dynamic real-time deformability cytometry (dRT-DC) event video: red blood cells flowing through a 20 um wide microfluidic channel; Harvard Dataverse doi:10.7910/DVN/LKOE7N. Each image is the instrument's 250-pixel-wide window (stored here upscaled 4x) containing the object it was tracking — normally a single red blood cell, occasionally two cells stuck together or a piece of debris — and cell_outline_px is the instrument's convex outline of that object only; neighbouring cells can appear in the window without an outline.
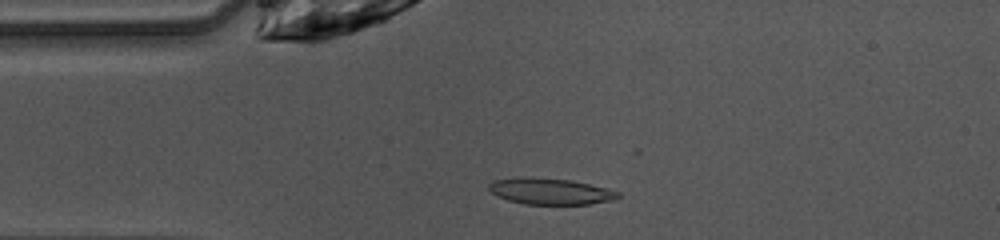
{"species": "common noctule bat (a hibernating species)", "species_latin": "Nyctalus noctula", "temperature_condition": "warm", "stored_images_in_passage": 38, "camera_frame_rate_fps": 3000, "um_per_image_px": 0.085, "animal": {"sex": "female", "body_mass_g": 10.0, "forearm_length_mm": 53.1}, "frame": {"image": 1, "passage_image": 10, "time_ms": 3.0, "image_size_px": [1000, 240], "cell_outline_px": [[620, 196], [616, 200], [588, 204], [524, 204], [508, 200], [492, 192], [488, 188], [488, 184], [492, 180], [524, 176], [572, 180], [608, 188], [620, 192]], "centroid_in_image_um": [46.81, 16.25], "position_along_channel_um": 38.2, "area_um2": 19.94}}
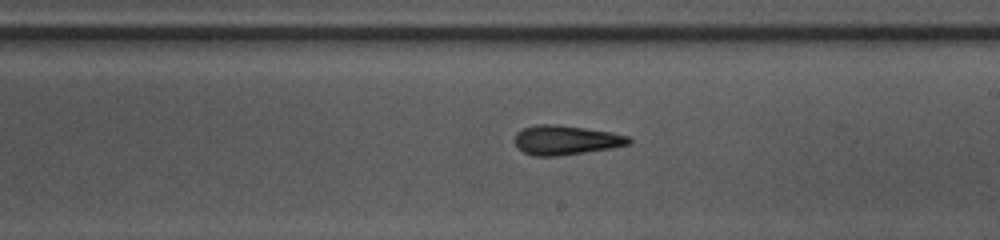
{"frame": {"image": 2, "passage_image": 26, "time_ms": 8.333, "image_size_px": [1000, 240], "cell_outline_px": [[632, 144], [612, 148], [560, 156], [536, 156], [524, 152], [516, 144], [516, 132], [524, 128], [536, 124], [556, 124], [612, 132], [628, 136], [632, 140]], "centroid_in_image_um": [48.14, 11.9], "position_along_channel_um": 240.9, "area_um2": 19.54}}
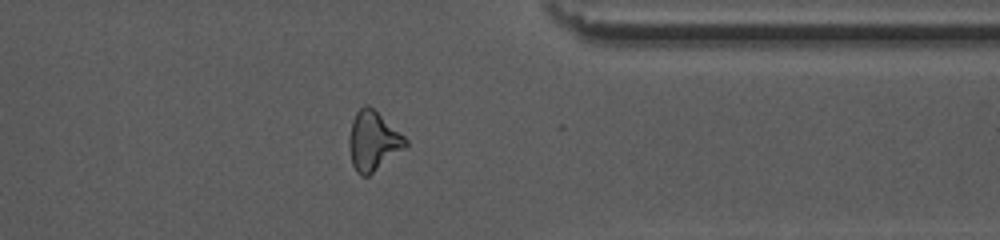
{"frame": {"image": 3, "passage_image": 37, "time_ms": 12.0, "image_size_px": [1000, 240], "cell_outline_px": [[408, 144], [404, 148], [368, 176], [360, 176], [356, 172], [352, 164], [348, 144], [348, 140], [352, 120], [356, 112], [364, 104], [368, 104], [404, 136], [408, 140]], "centroid_in_image_um": [31.68, 11.98], "position_along_channel_um": 379.7, "area_um2": 19.31}, "authors_computed_cell_mechanics": {"area_um2": 19.1029, "velocity_mm_per_s": 4.082, "shape_relaxation_time_tau1_ms": 5.1661, "shape_relaxation_time_tau2_ms": 3.8954, "deformation_change_tau1": 0.1915, "deformation_change_tau2": 0.1637}}